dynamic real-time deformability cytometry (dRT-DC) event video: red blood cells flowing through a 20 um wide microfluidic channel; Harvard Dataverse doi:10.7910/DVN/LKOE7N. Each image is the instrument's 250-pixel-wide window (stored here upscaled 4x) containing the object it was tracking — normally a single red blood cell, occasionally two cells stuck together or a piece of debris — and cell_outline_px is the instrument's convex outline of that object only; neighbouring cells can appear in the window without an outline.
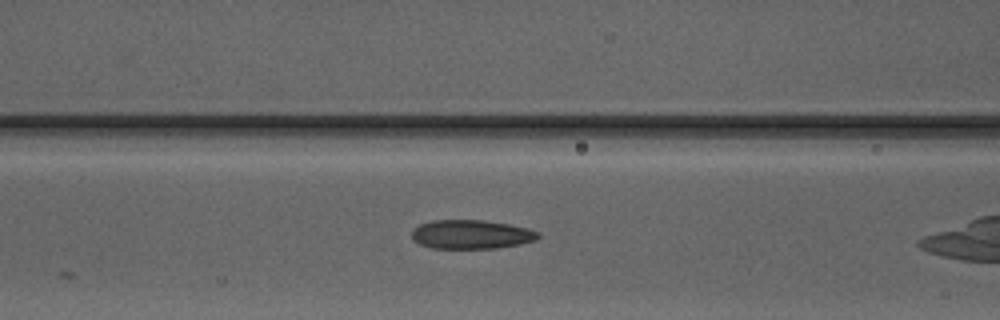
{"species": "Egyptian fruit bat (a non-hibernating species)", "species_latin": "Rousettus aegyptiacus", "temperature_condition": "warm", "stored_images_in_passage": 5, "camera_frame_rate_fps": 3000, "um_per_image_px": 0.085, "animal": {"sex": "male"}, "frame": {"image": 1, "passage_image": 3, "time_ms": 3.333, "image_size_px": [1000, 320], "cell_outline_px": [[540, 236], [536, 240], [520, 244], [496, 248], [432, 248], [420, 244], [412, 240], [412, 228], [420, 224], [432, 220], [484, 220], [508, 224], [528, 228], [540, 232]], "centroid_in_image_um": [40.05, 19.92], "position_along_channel_um": 126.6, "area_um2": 21.44}}